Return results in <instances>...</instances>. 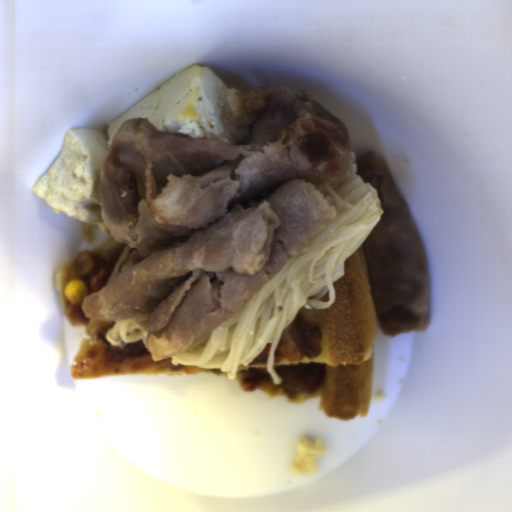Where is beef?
Returning <instances> with one entry per match:
<instances>
[{"label":"beef","instance_id":"835553da","mask_svg":"<svg viewBox=\"0 0 512 512\" xmlns=\"http://www.w3.org/2000/svg\"><path fill=\"white\" fill-rule=\"evenodd\" d=\"M356 172L384 210L362 243L376 322L385 336L424 331L430 322L427 260L420 232L382 156L368 151Z\"/></svg>","mask_w":512,"mask_h":512},{"label":"beef","instance_id":"33117281","mask_svg":"<svg viewBox=\"0 0 512 512\" xmlns=\"http://www.w3.org/2000/svg\"><path fill=\"white\" fill-rule=\"evenodd\" d=\"M224 125L236 143L121 122L99 185L100 217L130 265L82 298L85 317L134 318L159 361L182 353L257 294L330 225L353 142L305 89L228 88Z\"/></svg>","mask_w":512,"mask_h":512}]
</instances>
